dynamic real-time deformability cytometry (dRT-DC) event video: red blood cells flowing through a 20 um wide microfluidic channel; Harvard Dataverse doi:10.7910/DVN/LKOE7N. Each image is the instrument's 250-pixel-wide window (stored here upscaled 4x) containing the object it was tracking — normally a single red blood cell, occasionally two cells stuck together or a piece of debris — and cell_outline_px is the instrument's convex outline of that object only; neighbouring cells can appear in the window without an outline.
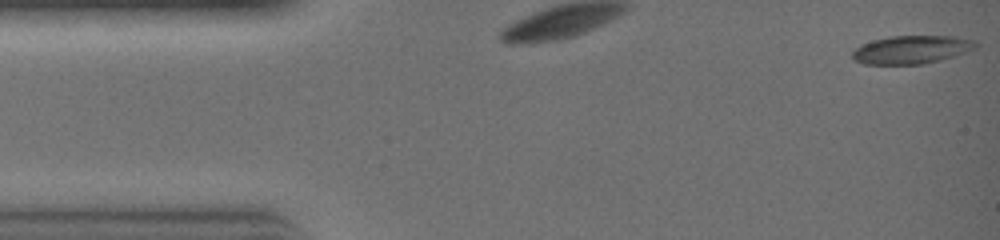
{"species": "common noctule bat (a hibernating species)", "species_latin": "Nyctalus noctula", "temperature_condition": "warm", "stored_images_in_passage": 21, "camera_frame_rate_fps": 3000, "um_per_image_px": 0.085, "animal": {"sex": "female", "body_mass_g": 19.0, "forearm_length_mm": 51.5}, "frame": {"image": 1, "passage_image": 1, "time_ms": 0.0, "image_size_px": [1000, 240], "cell_outline_px": [[976, 44], [972, 48], [952, 56], [920, 64], [864, 64], [856, 60], [852, 56], [852, 52], [856, 48], [864, 44], [876, 40], [892, 36], [952, 36], [972, 40]], "centroid_in_image_um": [77.41, 4.22], "position_along_channel_um": 7.6, "area_um2": 19.42}}
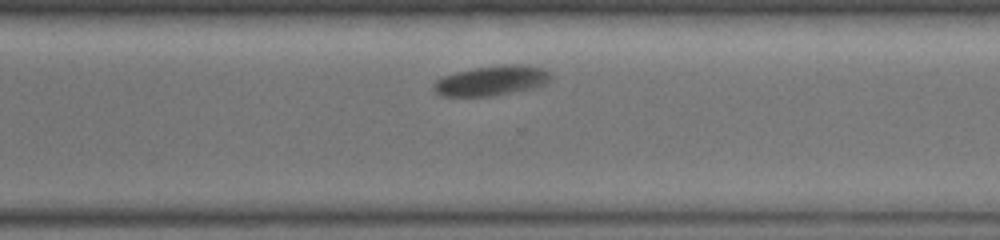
{"frame": {"image": 2, "passage_image": 17, "time_ms": 5.333, "image_size_px": [1000, 240], "cell_outline_px": [[552, 80], [540, 88], [496, 96], [440, 96], [432, 88], [432, 84], [436, 80], [444, 76], [456, 72], [476, 68], [504, 64], [520, 64], [544, 68], [552, 72]], "centroid_in_image_um": [41.88, 6.87], "position_along_channel_um": 328.7, "area_um2": 21.04}}
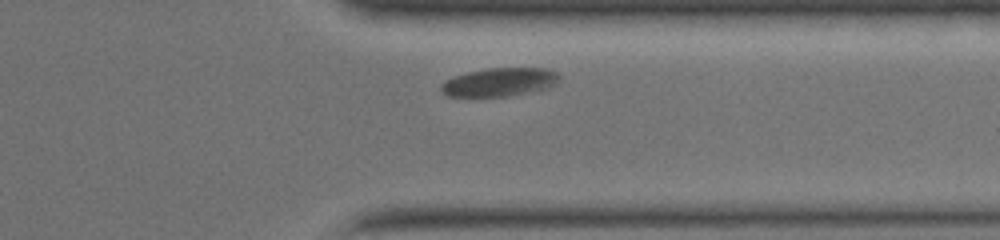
{"frame": {"image": 3, "passage_image": 19, "time_ms": 6.0, "image_size_px": [1000, 240], "cell_outline_px": [[560, 80], [552, 88], [508, 96], [448, 96], [440, 88], [440, 84], [444, 80], [468, 72], [488, 68], [548, 68], [556, 72], [560, 76]], "centroid_in_image_um": [42.52, 6.97], "position_along_channel_um": 368.9, "area_um2": 19.71}}